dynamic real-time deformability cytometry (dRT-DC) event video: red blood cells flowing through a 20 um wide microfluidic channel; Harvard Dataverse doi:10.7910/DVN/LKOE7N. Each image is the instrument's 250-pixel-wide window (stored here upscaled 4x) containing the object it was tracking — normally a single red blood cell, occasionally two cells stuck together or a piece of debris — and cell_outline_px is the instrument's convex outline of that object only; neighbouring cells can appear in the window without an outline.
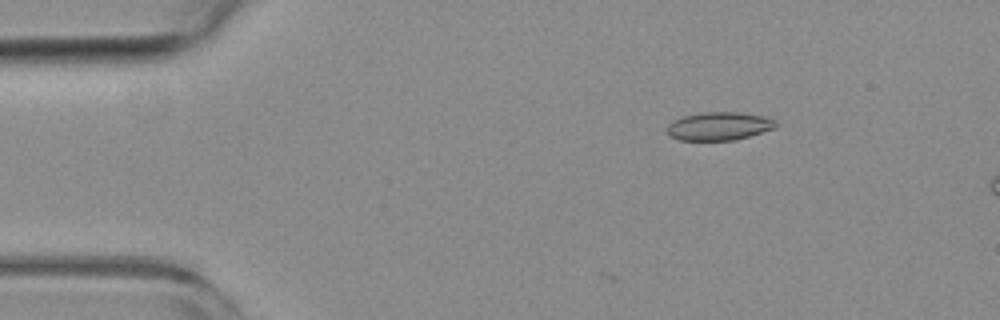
{"species": "common noctule bat (a hibernating species)", "species_latin": "Nyctalus noctula", "temperature_condition": "room temperature", "stored_images_in_passage": 5, "camera_frame_rate_fps": 3000, "um_per_image_px": 0.085, "animal": {"sex": "female", "body_mass_g": 19.3, "forearm_length_mm": 54.1}, "frame": {"image": 1, "passage_image": 2, "time_ms": 0.333, "image_size_px": [1000, 320], "cell_outline_px": [[776, 128], [736, 140], [680, 140], [672, 136], [668, 132], [668, 124], [672, 120], [684, 116], [704, 112], [736, 112], [768, 116], [776, 120]], "centroid_in_image_um": [61.17, 10.71], "position_along_channel_um": 23.8, "area_um2": 17.92}}